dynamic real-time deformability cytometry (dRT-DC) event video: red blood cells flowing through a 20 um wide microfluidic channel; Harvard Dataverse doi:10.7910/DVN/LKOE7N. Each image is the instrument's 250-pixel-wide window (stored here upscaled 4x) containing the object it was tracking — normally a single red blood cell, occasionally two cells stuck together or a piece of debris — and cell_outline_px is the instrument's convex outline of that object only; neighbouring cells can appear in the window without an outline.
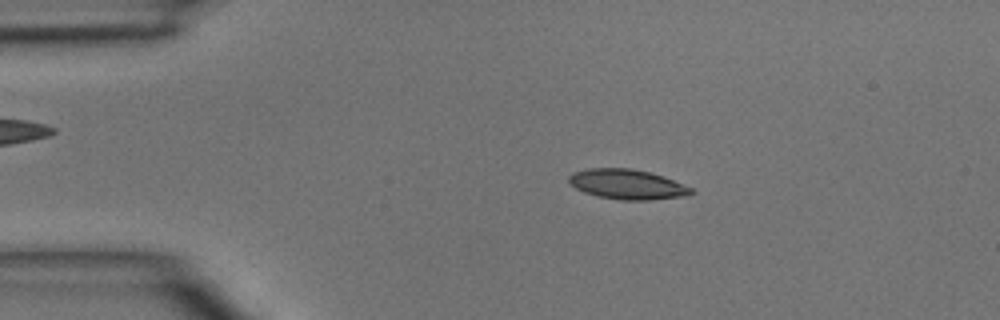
{"species": "common noctule bat (a hibernating species)", "species_latin": "Nyctalus noctula", "temperature_condition": "room temperature", "stored_images_in_passage": 44, "camera_frame_rate_fps": 3000, "um_per_image_px": 0.085, "animal": {"sex": "male", "body_mass_g": 15.6}, "frame": {"image": 1, "passage_image": 6, "time_ms": 1.667, "image_size_px": [1000, 320], "cell_outline_px": [[696, 192], [688, 196], [648, 200], [620, 200], [600, 196], [584, 192], [576, 188], [568, 180], [568, 176], [572, 172], [588, 168], [632, 168], [664, 176], [692, 188]], "centroid_in_image_um": [53.34, 15.66], "position_along_channel_um": 31.7, "area_um2": 21.39}}
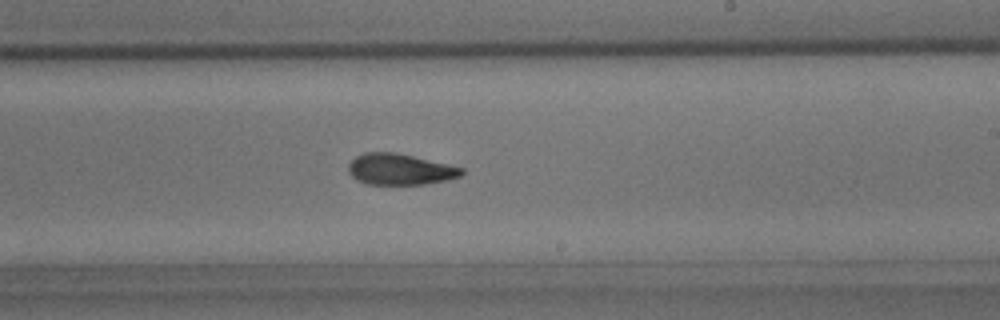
{"frame": {"image": 2, "passage_image": 25, "time_ms": 8.0, "image_size_px": [1000, 320], "cell_outline_px": [[464, 172], [460, 176], [448, 180], [424, 184], [368, 184], [356, 180], [348, 172], [348, 164], [356, 156], [364, 152], [392, 152], [412, 156], [448, 164], [464, 168]], "centroid_in_image_um": [33.98, 14.39], "position_along_channel_um": 255.0, "area_um2": 20.46}}
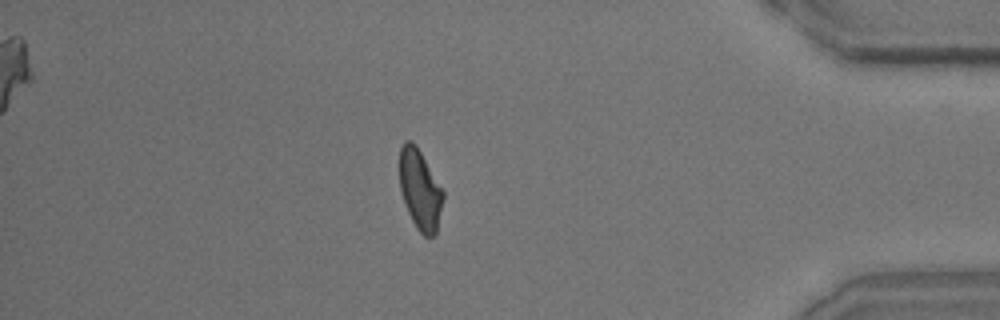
{"frame": {"image": 3, "passage_image": 38, "time_ms": 12.333, "image_size_px": [1000, 320], "cell_outline_px": [[444, 196], [436, 232], [432, 236], [424, 236], [416, 228], [404, 204], [400, 192], [400, 148], [404, 140], [412, 140], [416, 144], [444, 192]], "centroid_in_image_um": [35.68, 16.1], "position_along_channel_um": 399.5, "area_um2": 20.29}}